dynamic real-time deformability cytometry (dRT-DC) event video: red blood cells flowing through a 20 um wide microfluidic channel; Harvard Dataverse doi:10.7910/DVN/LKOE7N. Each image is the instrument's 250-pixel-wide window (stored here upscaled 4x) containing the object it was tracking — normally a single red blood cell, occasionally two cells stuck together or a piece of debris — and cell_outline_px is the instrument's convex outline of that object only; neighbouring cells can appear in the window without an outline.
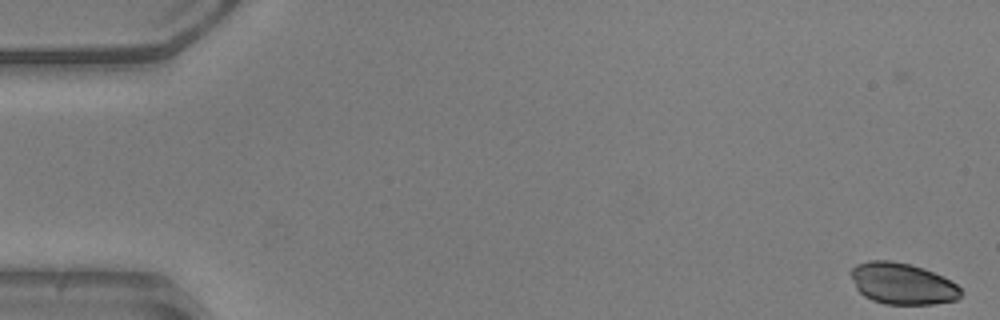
{"species": "common noctule bat (a hibernating species)", "species_latin": "Nyctalus noctula", "temperature_condition": "warm", "stored_images_in_passage": 16, "camera_frame_rate_fps": 3000, "um_per_image_px": 0.085, "animal": {"sex": "male", "body_mass_g": 20.5, "forearm_length_mm": 52.5}, "frame": {"image": 1, "passage_image": 3, "time_ms": 0.667, "image_size_px": [1000, 320], "cell_outline_px": [[964, 292], [956, 300], [932, 304], [884, 304], [872, 300], [864, 296], [856, 288], [852, 276], [852, 268], [856, 264], [868, 260], [892, 260], [924, 268], [956, 284]], "centroid_in_image_um": [76.69, 24.11], "position_along_channel_um": 8.3, "area_um2": 26.36}}